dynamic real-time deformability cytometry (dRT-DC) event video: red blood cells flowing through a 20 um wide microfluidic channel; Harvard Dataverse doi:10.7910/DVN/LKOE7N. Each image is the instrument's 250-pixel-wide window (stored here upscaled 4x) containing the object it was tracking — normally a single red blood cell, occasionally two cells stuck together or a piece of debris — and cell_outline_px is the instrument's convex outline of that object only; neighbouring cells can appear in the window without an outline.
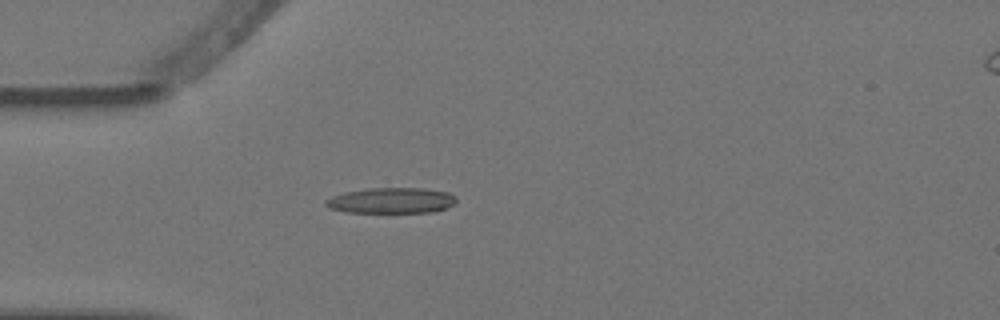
{"species": "Egyptian fruit bat (a non-hibernating species)", "species_latin": "Rousettus aegyptiacus", "temperature_condition": "warm", "stored_images_in_passage": 2, "camera_frame_rate_fps": 3000, "um_per_image_px": 0.085, "animal": {"sex": "female"}, "frame": {"image": 1, "passage_image": 2, "time_ms": 0.333, "image_size_px": [1000, 320], "cell_outline_px": [[456, 200], [452, 204], [444, 208], [432, 212], [344, 212], [328, 208], [324, 204], [324, 200], [332, 196], [344, 192], [368, 188], [424, 188], [448, 192], [456, 196]], "centroid_in_image_um": [33.21, 17.04], "position_along_channel_um": 51.8, "area_um2": 19.54}}